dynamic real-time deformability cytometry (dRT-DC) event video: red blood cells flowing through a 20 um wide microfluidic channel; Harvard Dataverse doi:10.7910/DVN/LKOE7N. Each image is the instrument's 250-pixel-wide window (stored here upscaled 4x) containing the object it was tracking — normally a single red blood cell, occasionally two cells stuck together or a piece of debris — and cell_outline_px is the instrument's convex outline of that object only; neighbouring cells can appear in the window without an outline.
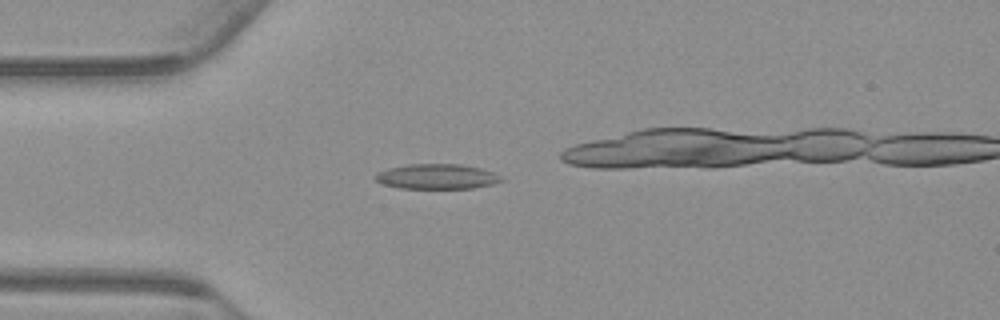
{"species": "common noctule bat (a hibernating species)", "species_latin": "Nyctalus noctula", "temperature_condition": "warm", "stored_images_in_passage": 42, "camera_frame_rate_fps": 3000, "um_per_image_px": 0.085, "animal": {"sex": "male", "body_mass_g": 23.1, "forearm_length_mm": 52.7}, "frame": {"image": 1, "passage_image": 14, "time_ms": 4.333, "image_size_px": [1000, 320], "cell_outline_px": [[504, 180], [492, 184], [472, 188], [400, 188], [384, 184], [376, 180], [376, 172], [388, 168], [408, 164], [460, 164], [480, 168], [492, 172], [500, 176]], "centroid_in_image_um": [37.13, 15.0], "position_along_channel_um": 47.9, "area_um2": 18.21}}
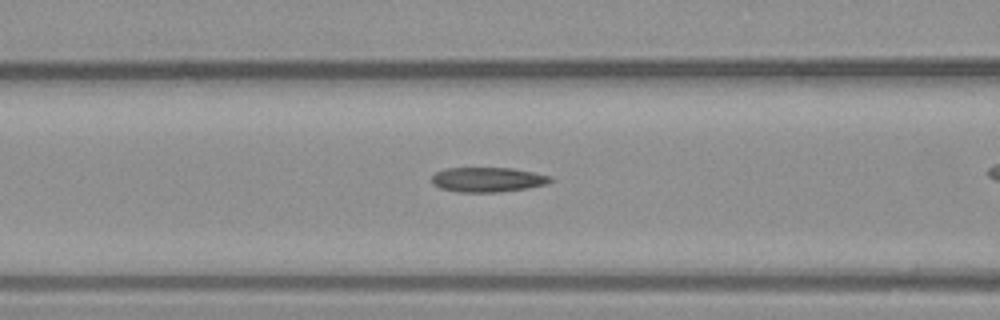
{"frame": {"image": 2, "passage_image": 21, "time_ms": 6.667, "image_size_px": [1000, 320], "cell_outline_px": [[556, 180], [548, 184], [528, 188], [500, 192], [460, 192], [440, 188], [432, 184], [432, 176], [436, 172], [444, 168], [512, 168], [552, 176]], "centroid_in_image_um": [41.49, 15.27], "position_along_channel_um": 125.1, "area_um2": 17.28}}
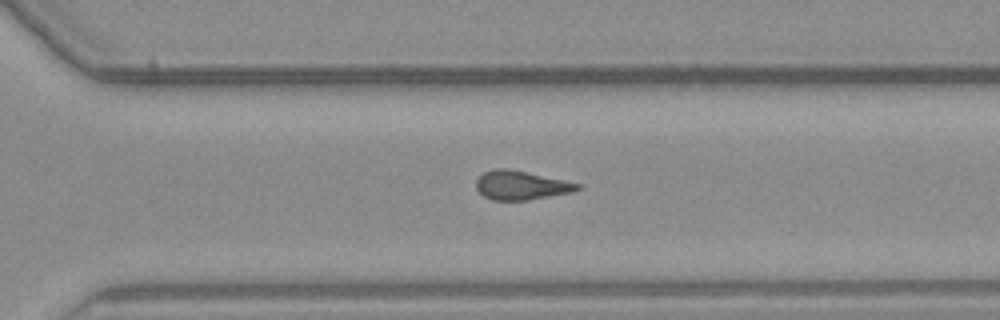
{"frame": {"image": 3, "passage_image": 37, "time_ms": 12.0, "image_size_px": [1000, 320], "cell_outline_px": [[584, 188], [572, 192], [528, 200], [492, 200], [484, 196], [476, 188], [476, 180], [484, 172], [492, 168], [508, 168], [584, 184]], "centroid_in_image_um": [44.33, 15.74], "position_along_channel_um": 326.3, "area_um2": 17.28}}